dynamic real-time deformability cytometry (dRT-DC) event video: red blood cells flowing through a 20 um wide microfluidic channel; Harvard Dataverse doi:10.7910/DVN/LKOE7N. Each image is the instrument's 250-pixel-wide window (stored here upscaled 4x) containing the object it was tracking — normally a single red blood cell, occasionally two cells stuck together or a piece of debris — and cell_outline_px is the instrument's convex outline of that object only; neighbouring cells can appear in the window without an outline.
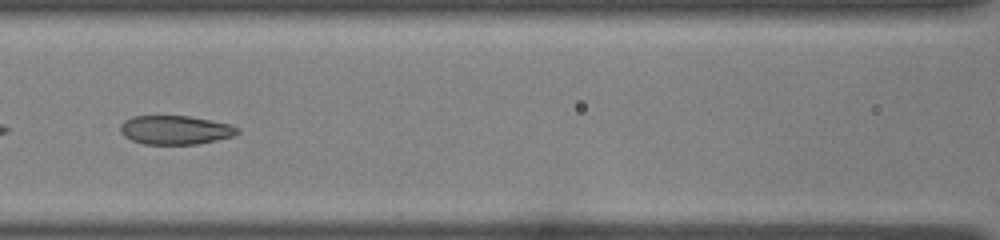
{"species": "common noctule bat (a hibernating species)", "species_latin": "Nyctalus noctula", "temperature_condition": "room temperature", "stored_images_in_passage": 29, "camera_frame_rate_fps": 3000, "um_per_image_px": 0.085, "animal": {"sex": "female", "body_mass_g": 22.0, "forearm_length_mm": 56.7}, "frame": {"image": 1, "passage_image": 9, "time_ms": 2.667, "image_size_px": [1000, 240], "cell_outline_px": [[236, 132], [228, 136], [212, 140], [192, 144], [148, 144], [136, 140], [128, 136], [124, 132], [124, 124], [128, 120], [136, 116], [184, 116], [228, 124], [236, 128]], "centroid_in_image_um": [14.91, 11.04], "position_along_channel_um": 151.7, "area_um2": 18.15}}
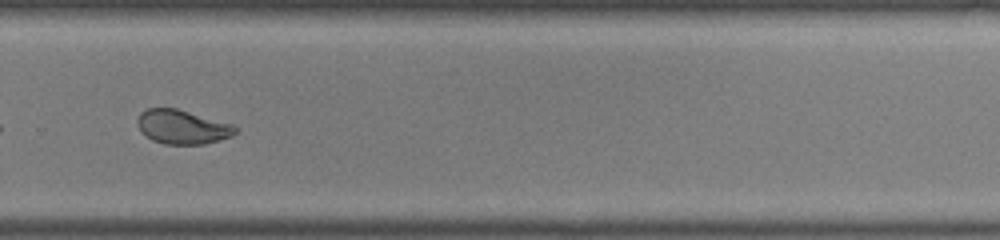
{"frame": {"image": 2, "passage_image": 21, "time_ms": 6.667, "image_size_px": [1000, 240], "cell_outline_px": [[236, 132], [228, 136], [216, 140], [200, 144], [168, 144], [156, 140], [148, 136], [140, 128], [140, 116], [148, 108], [176, 108], [236, 128]], "centroid_in_image_um": [15.45, 10.79], "position_along_channel_um": 314.4, "area_um2": 17.86}, "authors_computed_cell_mechanics": {"area_um2": 18.0336, "velocity_mm_per_s": 4.0724, "shape_relaxation_time_tau1_ms": null, "shape_relaxation_time_tau2_ms": 0.8766, "deformation_change_tau1": null, "deformation_change_tau2": 0.0594}}